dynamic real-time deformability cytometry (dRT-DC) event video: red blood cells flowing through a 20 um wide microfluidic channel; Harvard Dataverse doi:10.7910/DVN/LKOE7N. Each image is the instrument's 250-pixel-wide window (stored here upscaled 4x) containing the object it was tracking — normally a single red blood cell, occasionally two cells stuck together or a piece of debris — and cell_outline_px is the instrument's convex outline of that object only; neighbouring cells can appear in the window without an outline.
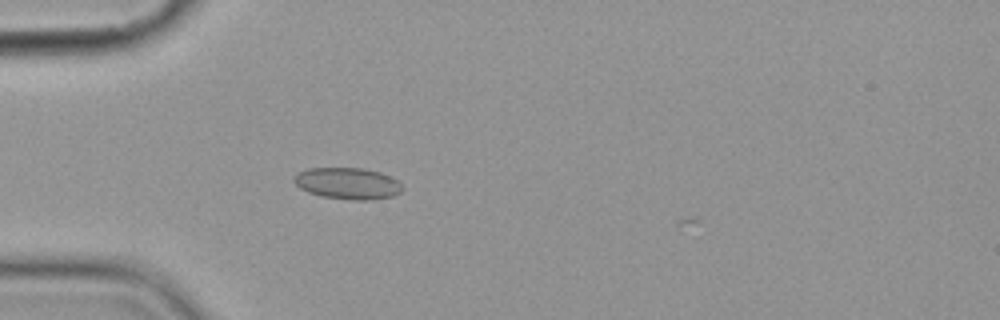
{"species": "common noctule bat (a hibernating species)", "species_latin": "Nyctalus noctula", "temperature_condition": "cold", "stored_images_in_passage": 2, "camera_frame_rate_fps": 3000, "um_per_image_px": 0.085, "animal": {"sex": "female", "body_mass_g": 19.9}, "frame": {"image": 1, "passage_image": 2, "time_ms": 1.333, "image_size_px": [1000, 320], "cell_outline_px": [[404, 188], [400, 192], [392, 196], [368, 200], [352, 200], [320, 196], [308, 192], [300, 188], [292, 180], [296, 172], [308, 168], [364, 168], [380, 172], [396, 180]], "centroid_in_image_um": [29.51, 15.58], "position_along_channel_um": 55.5, "area_um2": 19.94}}